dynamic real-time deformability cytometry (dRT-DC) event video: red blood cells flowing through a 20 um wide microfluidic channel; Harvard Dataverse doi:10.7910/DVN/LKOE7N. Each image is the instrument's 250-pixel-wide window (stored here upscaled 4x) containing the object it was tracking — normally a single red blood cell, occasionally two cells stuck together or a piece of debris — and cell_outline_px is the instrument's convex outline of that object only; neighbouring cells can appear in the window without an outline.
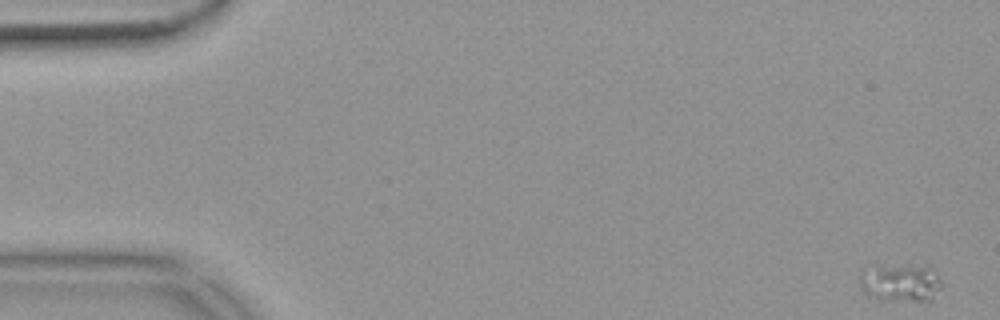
{"species": "common noctule bat (a hibernating species)", "species_latin": "Nyctalus noctula", "temperature_condition": "warm", "stored_images_in_passage": 9, "segment_of_instrument_passage": [1, 2], "camera_frame_rate_fps": 3000, "um_per_image_px": 0.085, "animal": {"sex": "female", "body_mass_g": 18.4}, "frame": {"image": 1, "passage_image": 1, "time_ms": 0.0, "image_size_px": [1000, 320], "cell_outline_px": [[940, 288], [932, 300], [888, 300], [868, 296], [864, 292], [860, 284], [860, 272], [880, 268], [928, 264], [932, 264], [940, 280]], "centroid_in_image_um": [76.63, 24.04], "position_along_channel_um": 8.4, "area_um2": 17.63}}